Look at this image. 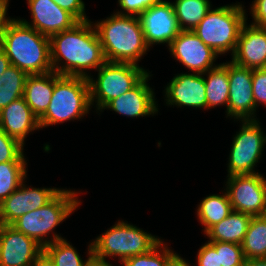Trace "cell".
<instances>
[{"instance_id":"cell-24","label":"cell","mask_w":266,"mask_h":266,"mask_svg":"<svg viewBox=\"0 0 266 266\" xmlns=\"http://www.w3.org/2000/svg\"><path fill=\"white\" fill-rule=\"evenodd\" d=\"M241 245L246 260L266 258V215L251 218Z\"/></svg>"},{"instance_id":"cell-39","label":"cell","mask_w":266,"mask_h":266,"mask_svg":"<svg viewBox=\"0 0 266 266\" xmlns=\"http://www.w3.org/2000/svg\"><path fill=\"white\" fill-rule=\"evenodd\" d=\"M32 266H56V265L53 263L50 257L44 251H42L37 256Z\"/></svg>"},{"instance_id":"cell-41","label":"cell","mask_w":266,"mask_h":266,"mask_svg":"<svg viewBox=\"0 0 266 266\" xmlns=\"http://www.w3.org/2000/svg\"><path fill=\"white\" fill-rule=\"evenodd\" d=\"M244 266H266V258H252L245 260Z\"/></svg>"},{"instance_id":"cell-38","label":"cell","mask_w":266,"mask_h":266,"mask_svg":"<svg viewBox=\"0 0 266 266\" xmlns=\"http://www.w3.org/2000/svg\"><path fill=\"white\" fill-rule=\"evenodd\" d=\"M8 2L9 0H0V42L8 23L12 20L6 17Z\"/></svg>"},{"instance_id":"cell-3","label":"cell","mask_w":266,"mask_h":266,"mask_svg":"<svg viewBox=\"0 0 266 266\" xmlns=\"http://www.w3.org/2000/svg\"><path fill=\"white\" fill-rule=\"evenodd\" d=\"M95 29L106 62L137 65L149 48L138 16L117 12L95 24Z\"/></svg>"},{"instance_id":"cell-34","label":"cell","mask_w":266,"mask_h":266,"mask_svg":"<svg viewBox=\"0 0 266 266\" xmlns=\"http://www.w3.org/2000/svg\"><path fill=\"white\" fill-rule=\"evenodd\" d=\"M163 0H118L122 9L127 11L126 15L139 16L148 7L158 4Z\"/></svg>"},{"instance_id":"cell-11","label":"cell","mask_w":266,"mask_h":266,"mask_svg":"<svg viewBox=\"0 0 266 266\" xmlns=\"http://www.w3.org/2000/svg\"><path fill=\"white\" fill-rule=\"evenodd\" d=\"M146 44L170 43L178 36L179 27L174 6L167 1L148 7L138 16Z\"/></svg>"},{"instance_id":"cell-7","label":"cell","mask_w":266,"mask_h":266,"mask_svg":"<svg viewBox=\"0 0 266 266\" xmlns=\"http://www.w3.org/2000/svg\"><path fill=\"white\" fill-rule=\"evenodd\" d=\"M161 240L125 222H118L93 243V260L105 262V257L118 256L121 262L152 250Z\"/></svg>"},{"instance_id":"cell-5","label":"cell","mask_w":266,"mask_h":266,"mask_svg":"<svg viewBox=\"0 0 266 266\" xmlns=\"http://www.w3.org/2000/svg\"><path fill=\"white\" fill-rule=\"evenodd\" d=\"M245 22L241 5L222 6L210 10L192 31L217 55L229 50L233 55Z\"/></svg>"},{"instance_id":"cell-21","label":"cell","mask_w":266,"mask_h":266,"mask_svg":"<svg viewBox=\"0 0 266 266\" xmlns=\"http://www.w3.org/2000/svg\"><path fill=\"white\" fill-rule=\"evenodd\" d=\"M54 90V71L42 75H28L23 98L39 119L47 110Z\"/></svg>"},{"instance_id":"cell-16","label":"cell","mask_w":266,"mask_h":266,"mask_svg":"<svg viewBox=\"0 0 266 266\" xmlns=\"http://www.w3.org/2000/svg\"><path fill=\"white\" fill-rule=\"evenodd\" d=\"M28 4L33 16V25L26 20L21 21L45 36L50 37L61 31L69 30L80 22L53 0H28Z\"/></svg>"},{"instance_id":"cell-35","label":"cell","mask_w":266,"mask_h":266,"mask_svg":"<svg viewBox=\"0 0 266 266\" xmlns=\"http://www.w3.org/2000/svg\"><path fill=\"white\" fill-rule=\"evenodd\" d=\"M198 266H219V253L208 242L198 252Z\"/></svg>"},{"instance_id":"cell-31","label":"cell","mask_w":266,"mask_h":266,"mask_svg":"<svg viewBox=\"0 0 266 266\" xmlns=\"http://www.w3.org/2000/svg\"><path fill=\"white\" fill-rule=\"evenodd\" d=\"M209 243L219 253V266H244L245 257L242 250V245L222 242V241H209Z\"/></svg>"},{"instance_id":"cell-22","label":"cell","mask_w":266,"mask_h":266,"mask_svg":"<svg viewBox=\"0 0 266 266\" xmlns=\"http://www.w3.org/2000/svg\"><path fill=\"white\" fill-rule=\"evenodd\" d=\"M252 216L232 211L221 222L212 226L205 234L210 241L231 242L241 245Z\"/></svg>"},{"instance_id":"cell-4","label":"cell","mask_w":266,"mask_h":266,"mask_svg":"<svg viewBox=\"0 0 266 266\" xmlns=\"http://www.w3.org/2000/svg\"><path fill=\"white\" fill-rule=\"evenodd\" d=\"M91 106L88 78L54 72V90L46 112L38 119L40 128L78 119Z\"/></svg>"},{"instance_id":"cell-36","label":"cell","mask_w":266,"mask_h":266,"mask_svg":"<svg viewBox=\"0 0 266 266\" xmlns=\"http://www.w3.org/2000/svg\"><path fill=\"white\" fill-rule=\"evenodd\" d=\"M59 7L73 14L79 21H87L82 0H53Z\"/></svg>"},{"instance_id":"cell-15","label":"cell","mask_w":266,"mask_h":266,"mask_svg":"<svg viewBox=\"0 0 266 266\" xmlns=\"http://www.w3.org/2000/svg\"><path fill=\"white\" fill-rule=\"evenodd\" d=\"M61 190L56 188H26L21 185L0 203V224L11 225L27 212L41 208Z\"/></svg>"},{"instance_id":"cell-20","label":"cell","mask_w":266,"mask_h":266,"mask_svg":"<svg viewBox=\"0 0 266 266\" xmlns=\"http://www.w3.org/2000/svg\"><path fill=\"white\" fill-rule=\"evenodd\" d=\"M0 128L24 145L26 135L40 126L38 118L21 97L0 110Z\"/></svg>"},{"instance_id":"cell-8","label":"cell","mask_w":266,"mask_h":266,"mask_svg":"<svg viewBox=\"0 0 266 266\" xmlns=\"http://www.w3.org/2000/svg\"><path fill=\"white\" fill-rule=\"evenodd\" d=\"M98 79L88 77L91 104L97 99V109L133 89L147 74L143 68L130 63L105 62L98 69Z\"/></svg>"},{"instance_id":"cell-23","label":"cell","mask_w":266,"mask_h":266,"mask_svg":"<svg viewBox=\"0 0 266 266\" xmlns=\"http://www.w3.org/2000/svg\"><path fill=\"white\" fill-rule=\"evenodd\" d=\"M208 79L204 78L206 87L207 108L217 105H227L228 115V98H229V79L228 63L217 65L209 69Z\"/></svg>"},{"instance_id":"cell-17","label":"cell","mask_w":266,"mask_h":266,"mask_svg":"<svg viewBox=\"0 0 266 266\" xmlns=\"http://www.w3.org/2000/svg\"><path fill=\"white\" fill-rule=\"evenodd\" d=\"M241 28L232 61L250 68H266V28L254 25Z\"/></svg>"},{"instance_id":"cell-1","label":"cell","mask_w":266,"mask_h":266,"mask_svg":"<svg viewBox=\"0 0 266 266\" xmlns=\"http://www.w3.org/2000/svg\"><path fill=\"white\" fill-rule=\"evenodd\" d=\"M90 20L80 21L69 30L49 37L53 71L59 75L88 78L83 70L99 69L105 62L101 42ZM61 58L65 66H58ZM58 62V63H57Z\"/></svg>"},{"instance_id":"cell-14","label":"cell","mask_w":266,"mask_h":266,"mask_svg":"<svg viewBox=\"0 0 266 266\" xmlns=\"http://www.w3.org/2000/svg\"><path fill=\"white\" fill-rule=\"evenodd\" d=\"M169 50L183 65L198 74L207 73L218 56L209 46L192 31L181 30L170 43Z\"/></svg>"},{"instance_id":"cell-10","label":"cell","mask_w":266,"mask_h":266,"mask_svg":"<svg viewBox=\"0 0 266 266\" xmlns=\"http://www.w3.org/2000/svg\"><path fill=\"white\" fill-rule=\"evenodd\" d=\"M227 194L234 211L266 215V180L261 174L228 176Z\"/></svg>"},{"instance_id":"cell-26","label":"cell","mask_w":266,"mask_h":266,"mask_svg":"<svg viewBox=\"0 0 266 266\" xmlns=\"http://www.w3.org/2000/svg\"><path fill=\"white\" fill-rule=\"evenodd\" d=\"M172 4L181 30H193L211 9L208 0H176Z\"/></svg>"},{"instance_id":"cell-2","label":"cell","mask_w":266,"mask_h":266,"mask_svg":"<svg viewBox=\"0 0 266 266\" xmlns=\"http://www.w3.org/2000/svg\"><path fill=\"white\" fill-rule=\"evenodd\" d=\"M0 48L11 65L27 75H42L53 71L49 37L21 20L12 19L8 23L1 37Z\"/></svg>"},{"instance_id":"cell-30","label":"cell","mask_w":266,"mask_h":266,"mask_svg":"<svg viewBox=\"0 0 266 266\" xmlns=\"http://www.w3.org/2000/svg\"><path fill=\"white\" fill-rule=\"evenodd\" d=\"M160 241L152 250L145 254L136 255L125 259L122 263L124 266H172L180 256L168 248L163 247ZM163 248L162 254L159 247ZM159 250V251H158Z\"/></svg>"},{"instance_id":"cell-43","label":"cell","mask_w":266,"mask_h":266,"mask_svg":"<svg viewBox=\"0 0 266 266\" xmlns=\"http://www.w3.org/2000/svg\"><path fill=\"white\" fill-rule=\"evenodd\" d=\"M172 266H189V265L183 258L180 257Z\"/></svg>"},{"instance_id":"cell-40","label":"cell","mask_w":266,"mask_h":266,"mask_svg":"<svg viewBox=\"0 0 266 266\" xmlns=\"http://www.w3.org/2000/svg\"><path fill=\"white\" fill-rule=\"evenodd\" d=\"M9 66H11L10 60L6 56L5 52L0 48V78Z\"/></svg>"},{"instance_id":"cell-25","label":"cell","mask_w":266,"mask_h":266,"mask_svg":"<svg viewBox=\"0 0 266 266\" xmlns=\"http://www.w3.org/2000/svg\"><path fill=\"white\" fill-rule=\"evenodd\" d=\"M232 211L228 194L225 193L222 196L210 195L204 198L199 204L197 215L201 224L205 226L204 232L206 233L212 226L229 216Z\"/></svg>"},{"instance_id":"cell-18","label":"cell","mask_w":266,"mask_h":266,"mask_svg":"<svg viewBox=\"0 0 266 266\" xmlns=\"http://www.w3.org/2000/svg\"><path fill=\"white\" fill-rule=\"evenodd\" d=\"M203 74L176 75L166 87V103L177 106L207 108Z\"/></svg>"},{"instance_id":"cell-29","label":"cell","mask_w":266,"mask_h":266,"mask_svg":"<svg viewBox=\"0 0 266 266\" xmlns=\"http://www.w3.org/2000/svg\"><path fill=\"white\" fill-rule=\"evenodd\" d=\"M26 162L0 163V203L9 197L26 177Z\"/></svg>"},{"instance_id":"cell-32","label":"cell","mask_w":266,"mask_h":266,"mask_svg":"<svg viewBox=\"0 0 266 266\" xmlns=\"http://www.w3.org/2000/svg\"><path fill=\"white\" fill-rule=\"evenodd\" d=\"M22 147L23 145L18 140L8 136L0 128V163L26 162Z\"/></svg>"},{"instance_id":"cell-28","label":"cell","mask_w":266,"mask_h":266,"mask_svg":"<svg viewBox=\"0 0 266 266\" xmlns=\"http://www.w3.org/2000/svg\"><path fill=\"white\" fill-rule=\"evenodd\" d=\"M43 251L56 266H88L93 260L92 243L89 245V258L83 262L76 249L66 240L60 239L43 247Z\"/></svg>"},{"instance_id":"cell-6","label":"cell","mask_w":266,"mask_h":266,"mask_svg":"<svg viewBox=\"0 0 266 266\" xmlns=\"http://www.w3.org/2000/svg\"><path fill=\"white\" fill-rule=\"evenodd\" d=\"M76 194L73 191L61 190L50 202L41 208L22 215L11 226L26 236L35 239L43 247L56 240L63 239L54 234L52 241L43 240L52 229H55L78 207L80 202L76 199Z\"/></svg>"},{"instance_id":"cell-9","label":"cell","mask_w":266,"mask_h":266,"mask_svg":"<svg viewBox=\"0 0 266 266\" xmlns=\"http://www.w3.org/2000/svg\"><path fill=\"white\" fill-rule=\"evenodd\" d=\"M257 120H243L239 133L234 137L228 164V176L256 174L253 170L261 157L266 136Z\"/></svg>"},{"instance_id":"cell-33","label":"cell","mask_w":266,"mask_h":266,"mask_svg":"<svg viewBox=\"0 0 266 266\" xmlns=\"http://www.w3.org/2000/svg\"><path fill=\"white\" fill-rule=\"evenodd\" d=\"M252 86L255 107L258 103L266 105V68L253 69Z\"/></svg>"},{"instance_id":"cell-42","label":"cell","mask_w":266,"mask_h":266,"mask_svg":"<svg viewBox=\"0 0 266 266\" xmlns=\"http://www.w3.org/2000/svg\"><path fill=\"white\" fill-rule=\"evenodd\" d=\"M88 266H112V265L108 262L105 263V262H98V261L92 260Z\"/></svg>"},{"instance_id":"cell-19","label":"cell","mask_w":266,"mask_h":266,"mask_svg":"<svg viewBox=\"0 0 266 266\" xmlns=\"http://www.w3.org/2000/svg\"><path fill=\"white\" fill-rule=\"evenodd\" d=\"M149 73L131 90L108 102L103 109L109 108L130 117L146 116L156 113V102L152 88L146 83Z\"/></svg>"},{"instance_id":"cell-37","label":"cell","mask_w":266,"mask_h":266,"mask_svg":"<svg viewBox=\"0 0 266 266\" xmlns=\"http://www.w3.org/2000/svg\"><path fill=\"white\" fill-rule=\"evenodd\" d=\"M251 9L254 18L252 25L266 28V0H255Z\"/></svg>"},{"instance_id":"cell-13","label":"cell","mask_w":266,"mask_h":266,"mask_svg":"<svg viewBox=\"0 0 266 266\" xmlns=\"http://www.w3.org/2000/svg\"><path fill=\"white\" fill-rule=\"evenodd\" d=\"M43 251L35 239L11 225L0 224V266H32Z\"/></svg>"},{"instance_id":"cell-12","label":"cell","mask_w":266,"mask_h":266,"mask_svg":"<svg viewBox=\"0 0 266 266\" xmlns=\"http://www.w3.org/2000/svg\"><path fill=\"white\" fill-rule=\"evenodd\" d=\"M253 69L228 63L229 98L228 116L236 119L255 120L252 116L256 111L252 86ZM252 117V118H251Z\"/></svg>"},{"instance_id":"cell-27","label":"cell","mask_w":266,"mask_h":266,"mask_svg":"<svg viewBox=\"0 0 266 266\" xmlns=\"http://www.w3.org/2000/svg\"><path fill=\"white\" fill-rule=\"evenodd\" d=\"M27 74L14 65L9 66L0 78V110L23 97Z\"/></svg>"}]
</instances>
